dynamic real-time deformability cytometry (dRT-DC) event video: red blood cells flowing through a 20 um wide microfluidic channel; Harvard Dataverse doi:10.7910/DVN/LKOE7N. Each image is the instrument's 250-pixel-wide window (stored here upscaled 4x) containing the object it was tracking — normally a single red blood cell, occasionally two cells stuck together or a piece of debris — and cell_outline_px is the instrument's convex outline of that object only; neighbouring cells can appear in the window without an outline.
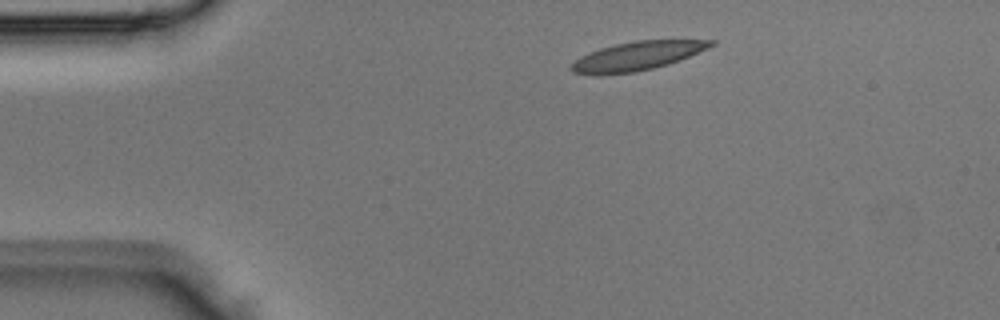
{"species": "Egyptian fruit bat (a non-hibernating species)", "species_latin": "Rousettus aegyptiacus", "temperature_condition": "room temperature", "stored_images_in_passage": 2, "camera_frame_rate_fps": 3000, "um_per_image_px": 0.085, "animal": {"sex": "male"}, "frame": {"image": 1, "passage_image": 1, "time_ms": 0.0, "image_size_px": [1000, 320], "cell_outline_px": [[716, 44], [708, 48], [668, 64], [636, 72], [600, 76], [592, 76], [572, 72], [568, 68], [580, 56], [600, 48], [616, 44], [636, 40], [716, 40]], "centroid_in_image_um": [54.09, 4.78], "position_along_channel_um": 30.9, "area_um2": 23.52}}